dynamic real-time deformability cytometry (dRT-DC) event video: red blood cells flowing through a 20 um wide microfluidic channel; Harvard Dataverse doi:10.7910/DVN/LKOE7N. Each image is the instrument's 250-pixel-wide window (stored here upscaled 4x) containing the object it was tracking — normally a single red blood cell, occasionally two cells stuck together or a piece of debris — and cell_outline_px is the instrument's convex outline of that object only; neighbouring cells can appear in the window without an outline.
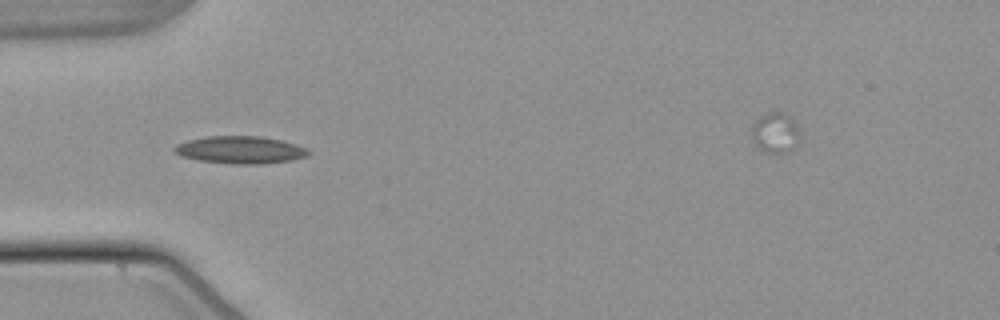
{"species": "common noctule bat (a hibernating species)", "species_latin": "Nyctalus noctula", "temperature_condition": "warm", "stored_images_in_passage": 11, "camera_frame_rate_fps": 3000, "um_per_image_px": 0.085, "animal": {"sex": "male", "body_mass_g": 21.5, "forearm_length_mm": 52.0}, "frame": {"image": 1, "passage_image": 4, "time_ms": 1.0, "image_size_px": [1000, 320], "cell_outline_px": [[312, 152], [308, 156], [292, 160], [264, 164], [236, 164], [200, 160], [184, 156], [176, 152], [172, 148], [176, 144], [188, 140], [208, 136], [260, 136], [280, 140], [304, 148]], "centroid_in_image_um": [20.44, 12.74], "position_along_channel_um": 64.6, "area_um2": 21.15}}